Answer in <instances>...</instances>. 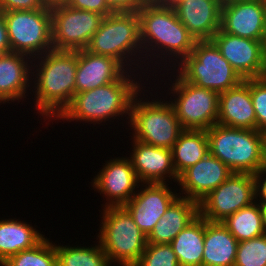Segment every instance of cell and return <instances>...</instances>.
Masks as SVG:
<instances>
[{"label": "cell", "instance_id": "obj_24", "mask_svg": "<svg viewBox=\"0 0 266 266\" xmlns=\"http://www.w3.org/2000/svg\"><path fill=\"white\" fill-rule=\"evenodd\" d=\"M238 243L222 222L205 219L202 266H234Z\"/></svg>", "mask_w": 266, "mask_h": 266}, {"label": "cell", "instance_id": "obj_5", "mask_svg": "<svg viewBox=\"0 0 266 266\" xmlns=\"http://www.w3.org/2000/svg\"><path fill=\"white\" fill-rule=\"evenodd\" d=\"M159 74L151 77L153 82L150 83L162 90L161 93L175 109L183 129L208 130L217 123L218 92L188 83L174 69Z\"/></svg>", "mask_w": 266, "mask_h": 266}, {"label": "cell", "instance_id": "obj_42", "mask_svg": "<svg viewBox=\"0 0 266 266\" xmlns=\"http://www.w3.org/2000/svg\"><path fill=\"white\" fill-rule=\"evenodd\" d=\"M262 43H263L264 51L266 54V23H265V31H264V37H263Z\"/></svg>", "mask_w": 266, "mask_h": 266}, {"label": "cell", "instance_id": "obj_2", "mask_svg": "<svg viewBox=\"0 0 266 266\" xmlns=\"http://www.w3.org/2000/svg\"><path fill=\"white\" fill-rule=\"evenodd\" d=\"M149 82L142 73L127 71L114 82L76 93L71 103L54 121L59 123L58 121L62 120V124L75 121L76 124L80 122L78 124L83 123L84 126V123H88L90 127V124L95 127L96 124L108 126L117 120L118 126L120 123V126L122 124L126 127L124 123L128 125L134 97L145 85H149ZM121 120L122 122H119Z\"/></svg>", "mask_w": 266, "mask_h": 266}, {"label": "cell", "instance_id": "obj_19", "mask_svg": "<svg viewBox=\"0 0 266 266\" xmlns=\"http://www.w3.org/2000/svg\"><path fill=\"white\" fill-rule=\"evenodd\" d=\"M32 66L33 58L28 55L16 52L0 55V106L15 102L23 105L30 100Z\"/></svg>", "mask_w": 266, "mask_h": 266}, {"label": "cell", "instance_id": "obj_43", "mask_svg": "<svg viewBox=\"0 0 266 266\" xmlns=\"http://www.w3.org/2000/svg\"><path fill=\"white\" fill-rule=\"evenodd\" d=\"M222 4H225V3H228V2H231V1H236V0H220Z\"/></svg>", "mask_w": 266, "mask_h": 266}, {"label": "cell", "instance_id": "obj_3", "mask_svg": "<svg viewBox=\"0 0 266 266\" xmlns=\"http://www.w3.org/2000/svg\"><path fill=\"white\" fill-rule=\"evenodd\" d=\"M76 69L77 51L53 49L33 58L30 101L35 103L31 108L37 111L38 120L39 116L41 122L44 120L47 129L76 94Z\"/></svg>", "mask_w": 266, "mask_h": 266}, {"label": "cell", "instance_id": "obj_16", "mask_svg": "<svg viewBox=\"0 0 266 266\" xmlns=\"http://www.w3.org/2000/svg\"><path fill=\"white\" fill-rule=\"evenodd\" d=\"M266 6L261 0H236L221 6L220 30L242 38L262 41Z\"/></svg>", "mask_w": 266, "mask_h": 266}, {"label": "cell", "instance_id": "obj_30", "mask_svg": "<svg viewBox=\"0 0 266 266\" xmlns=\"http://www.w3.org/2000/svg\"><path fill=\"white\" fill-rule=\"evenodd\" d=\"M0 266H57L55 242L46 236L34 247L12 255Z\"/></svg>", "mask_w": 266, "mask_h": 266}, {"label": "cell", "instance_id": "obj_29", "mask_svg": "<svg viewBox=\"0 0 266 266\" xmlns=\"http://www.w3.org/2000/svg\"><path fill=\"white\" fill-rule=\"evenodd\" d=\"M222 223L238 242L266 233L262 225L260 203L257 201L228 216Z\"/></svg>", "mask_w": 266, "mask_h": 266}, {"label": "cell", "instance_id": "obj_8", "mask_svg": "<svg viewBox=\"0 0 266 266\" xmlns=\"http://www.w3.org/2000/svg\"><path fill=\"white\" fill-rule=\"evenodd\" d=\"M100 210L99 216L102 217L95 239L99 241L110 264L134 266L146 249L147 236L124 206H109Z\"/></svg>", "mask_w": 266, "mask_h": 266}, {"label": "cell", "instance_id": "obj_35", "mask_svg": "<svg viewBox=\"0 0 266 266\" xmlns=\"http://www.w3.org/2000/svg\"><path fill=\"white\" fill-rule=\"evenodd\" d=\"M45 8L42 0H0V10H39Z\"/></svg>", "mask_w": 266, "mask_h": 266}, {"label": "cell", "instance_id": "obj_9", "mask_svg": "<svg viewBox=\"0 0 266 266\" xmlns=\"http://www.w3.org/2000/svg\"><path fill=\"white\" fill-rule=\"evenodd\" d=\"M174 70L188 83L218 93L234 88L243 81L212 40L196 41L191 54Z\"/></svg>", "mask_w": 266, "mask_h": 266}, {"label": "cell", "instance_id": "obj_31", "mask_svg": "<svg viewBox=\"0 0 266 266\" xmlns=\"http://www.w3.org/2000/svg\"><path fill=\"white\" fill-rule=\"evenodd\" d=\"M234 266H266V233L238 243Z\"/></svg>", "mask_w": 266, "mask_h": 266}, {"label": "cell", "instance_id": "obj_21", "mask_svg": "<svg viewBox=\"0 0 266 266\" xmlns=\"http://www.w3.org/2000/svg\"><path fill=\"white\" fill-rule=\"evenodd\" d=\"M128 70L116 59L77 50L75 92H84L120 79Z\"/></svg>", "mask_w": 266, "mask_h": 266}, {"label": "cell", "instance_id": "obj_32", "mask_svg": "<svg viewBox=\"0 0 266 266\" xmlns=\"http://www.w3.org/2000/svg\"><path fill=\"white\" fill-rule=\"evenodd\" d=\"M134 266H180L170 244L147 243L146 249Z\"/></svg>", "mask_w": 266, "mask_h": 266}, {"label": "cell", "instance_id": "obj_17", "mask_svg": "<svg viewBox=\"0 0 266 266\" xmlns=\"http://www.w3.org/2000/svg\"><path fill=\"white\" fill-rule=\"evenodd\" d=\"M129 158L134 171L141 183H170L178 182L173 163L172 151L167 148L151 146L132 139ZM173 181V182H172Z\"/></svg>", "mask_w": 266, "mask_h": 266}, {"label": "cell", "instance_id": "obj_26", "mask_svg": "<svg viewBox=\"0 0 266 266\" xmlns=\"http://www.w3.org/2000/svg\"><path fill=\"white\" fill-rule=\"evenodd\" d=\"M204 237L205 219L198 215L171 241L180 266H202Z\"/></svg>", "mask_w": 266, "mask_h": 266}, {"label": "cell", "instance_id": "obj_10", "mask_svg": "<svg viewBox=\"0 0 266 266\" xmlns=\"http://www.w3.org/2000/svg\"><path fill=\"white\" fill-rule=\"evenodd\" d=\"M11 52L36 58L53 50L51 9L5 11Z\"/></svg>", "mask_w": 266, "mask_h": 266}, {"label": "cell", "instance_id": "obj_23", "mask_svg": "<svg viewBox=\"0 0 266 266\" xmlns=\"http://www.w3.org/2000/svg\"><path fill=\"white\" fill-rule=\"evenodd\" d=\"M198 215V202L179 196L147 236V243L170 244Z\"/></svg>", "mask_w": 266, "mask_h": 266}, {"label": "cell", "instance_id": "obj_1", "mask_svg": "<svg viewBox=\"0 0 266 266\" xmlns=\"http://www.w3.org/2000/svg\"><path fill=\"white\" fill-rule=\"evenodd\" d=\"M137 14L143 49V75L151 81V76L174 69L191 54L196 40L179 21L173 7L144 2Z\"/></svg>", "mask_w": 266, "mask_h": 266}, {"label": "cell", "instance_id": "obj_40", "mask_svg": "<svg viewBox=\"0 0 266 266\" xmlns=\"http://www.w3.org/2000/svg\"><path fill=\"white\" fill-rule=\"evenodd\" d=\"M180 0H154L153 3L158 6L173 7Z\"/></svg>", "mask_w": 266, "mask_h": 266}, {"label": "cell", "instance_id": "obj_33", "mask_svg": "<svg viewBox=\"0 0 266 266\" xmlns=\"http://www.w3.org/2000/svg\"><path fill=\"white\" fill-rule=\"evenodd\" d=\"M250 95L256 114L257 130L266 134V76L250 79Z\"/></svg>", "mask_w": 266, "mask_h": 266}, {"label": "cell", "instance_id": "obj_4", "mask_svg": "<svg viewBox=\"0 0 266 266\" xmlns=\"http://www.w3.org/2000/svg\"><path fill=\"white\" fill-rule=\"evenodd\" d=\"M149 85L144 86L134 97L130 108L129 127L125 129H128L127 133L132 131L128 133L132 139L171 150L184 129L172 104L158 88L150 82Z\"/></svg>", "mask_w": 266, "mask_h": 266}, {"label": "cell", "instance_id": "obj_11", "mask_svg": "<svg viewBox=\"0 0 266 266\" xmlns=\"http://www.w3.org/2000/svg\"><path fill=\"white\" fill-rule=\"evenodd\" d=\"M256 202L253 174H232L198 202L199 215L210 222H222L241 208Z\"/></svg>", "mask_w": 266, "mask_h": 266}, {"label": "cell", "instance_id": "obj_34", "mask_svg": "<svg viewBox=\"0 0 266 266\" xmlns=\"http://www.w3.org/2000/svg\"><path fill=\"white\" fill-rule=\"evenodd\" d=\"M68 6L74 9L96 12L104 17L114 12L105 0H70Z\"/></svg>", "mask_w": 266, "mask_h": 266}, {"label": "cell", "instance_id": "obj_27", "mask_svg": "<svg viewBox=\"0 0 266 266\" xmlns=\"http://www.w3.org/2000/svg\"><path fill=\"white\" fill-rule=\"evenodd\" d=\"M172 163L179 177L186 169L203 159L209 152L206 130L184 129L173 145Z\"/></svg>", "mask_w": 266, "mask_h": 266}, {"label": "cell", "instance_id": "obj_28", "mask_svg": "<svg viewBox=\"0 0 266 266\" xmlns=\"http://www.w3.org/2000/svg\"><path fill=\"white\" fill-rule=\"evenodd\" d=\"M93 243L86 246L76 241L77 245H64L55 241L57 266H112L99 241Z\"/></svg>", "mask_w": 266, "mask_h": 266}, {"label": "cell", "instance_id": "obj_45", "mask_svg": "<svg viewBox=\"0 0 266 266\" xmlns=\"http://www.w3.org/2000/svg\"><path fill=\"white\" fill-rule=\"evenodd\" d=\"M261 1L266 6V0H261Z\"/></svg>", "mask_w": 266, "mask_h": 266}, {"label": "cell", "instance_id": "obj_36", "mask_svg": "<svg viewBox=\"0 0 266 266\" xmlns=\"http://www.w3.org/2000/svg\"><path fill=\"white\" fill-rule=\"evenodd\" d=\"M114 12H137L143 0H105Z\"/></svg>", "mask_w": 266, "mask_h": 266}, {"label": "cell", "instance_id": "obj_44", "mask_svg": "<svg viewBox=\"0 0 266 266\" xmlns=\"http://www.w3.org/2000/svg\"><path fill=\"white\" fill-rule=\"evenodd\" d=\"M144 2H153L154 0H143Z\"/></svg>", "mask_w": 266, "mask_h": 266}, {"label": "cell", "instance_id": "obj_20", "mask_svg": "<svg viewBox=\"0 0 266 266\" xmlns=\"http://www.w3.org/2000/svg\"><path fill=\"white\" fill-rule=\"evenodd\" d=\"M220 0H180L173 9L196 41L211 40L220 30Z\"/></svg>", "mask_w": 266, "mask_h": 266}, {"label": "cell", "instance_id": "obj_25", "mask_svg": "<svg viewBox=\"0 0 266 266\" xmlns=\"http://www.w3.org/2000/svg\"><path fill=\"white\" fill-rule=\"evenodd\" d=\"M31 222L17 218L0 219V265L9 257L37 245L44 237L43 231Z\"/></svg>", "mask_w": 266, "mask_h": 266}, {"label": "cell", "instance_id": "obj_22", "mask_svg": "<svg viewBox=\"0 0 266 266\" xmlns=\"http://www.w3.org/2000/svg\"><path fill=\"white\" fill-rule=\"evenodd\" d=\"M217 123L227 127L257 130L256 114L250 95V79L219 93Z\"/></svg>", "mask_w": 266, "mask_h": 266}, {"label": "cell", "instance_id": "obj_41", "mask_svg": "<svg viewBox=\"0 0 266 266\" xmlns=\"http://www.w3.org/2000/svg\"><path fill=\"white\" fill-rule=\"evenodd\" d=\"M260 210L262 214V225L266 232V203H260Z\"/></svg>", "mask_w": 266, "mask_h": 266}, {"label": "cell", "instance_id": "obj_14", "mask_svg": "<svg viewBox=\"0 0 266 266\" xmlns=\"http://www.w3.org/2000/svg\"><path fill=\"white\" fill-rule=\"evenodd\" d=\"M170 183H141L124 205L139 229L148 236L168 207L180 196ZM176 189V190H175Z\"/></svg>", "mask_w": 266, "mask_h": 266}, {"label": "cell", "instance_id": "obj_7", "mask_svg": "<svg viewBox=\"0 0 266 266\" xmlns=\"http://www.w3.org/2000/svg\"><path fill=\"white\" fill-rule=\"evenodd\" d=\"M206 132L209 153L232 172L255 174L266 167V134L218 123Z\"/></svg>", "mask_w": 266, "mask_h": 266}, {"label": "cell", "instance_id": "obj_15", "mask_svg": "<svg viewBox=\"0 0 266 266\" xmlns=\"http://www.w3.org/2000/svg\"><path fill=\"white\" fill-rule=\"evenodd\" d=\"M211 40L243 80L266 76V54L262 41L234 36L221 30Z\"/></svg>", "mask_w": 266, "mask_h": 266}, {"label": "cell", "instance_id": "obj_12", "mask_svg": "<svg viewBox=\"0 0 266 266\" xmlns=\"http://www.w3.org/2000/svg\"><path fill=\"white\" fill-rule=\"evenodd\" d=\"M51 15L52 47L68 51L85 49L104 18L99 13L68 5L51 9Z\"/></svg>", "mask_w": 266, "mask_h": 266}, {"label": "cell", "instance_id": "obj_38", "mask_svg": "<svg viewBox=\"0 0 266 266\" xmlns=\"http://www.w3.org/2000/svg\"><path fill=\"white\" fill-rule=\"evenodd\" d=\"M11 52L4 12L0 10V55Z\"/></svg>", "mask_w": 266, "mask_h": 266}, {"label": "cell", "instance_id": "obj_13", "mask_svg": "<svg viewBox=\"0 0 266 266\" xmlns=\"http://www.w3.org/2000/svg\"><path fill=\"white\" fill-rule=\"evenodd\" d=\"M127 155L111 159L108 157L109 160L106 159L105 163H102V169L94 172L97 175L93 176L90 184L92 189L103 197L104 204H100L101 208L124 206L138 191L141 182Z\"/></svg>", "mask_w": 266, "mask_h": 266}, {"label": "cell", "instance_id": "obj_37", "mask_svg": "<svg viewBox=\"0 0 266 266\" xmlns=\"http://www.w3.org/2000/svg\"><path fill=\"white\" fill-rule=\"evenodd\" d=\"M255 180L256 201L266 203V167L253 174Z\"/></svg>", "mask_w": 266, "mask_h": 266}, {"label": "cell", "instance_id": "obj_18", "mask_svg": "<svg viewBox=\"0 0 266 266\" xmlns=\"http://www.w3.org/2000/svg\"><path fill=\"white\" fill-rule=\"evenodd\" d=\"M231 174L232 171L226 164L208 152L179 176L178 193L181 197L199 202Z\"/></svg>", "mask_w": 266, "mask_h": 266}, {"label": "cell", "instance_id": "obj_6", "mask_svg": "<svg viewBox=\"0 0 266 266\" xmlns=\"http://www.w3.org/2000/svg\"><path fill=\"white\" fill-rule=\"evenodd\" d=\"M85 50L112 57L128 71L143 74V49L137 12H113L104 17Z\"/></svg>", "mask_w": 266, "mask_h": 266}, {"label": "cell", "instance_id": "obj_39", "mask_svg": "<svg viewBox=\"0 0 266 266\" xmlns=\"http://www.w3.org/2000/svg\"><path fill=\"white\" fill-rule=\"evenodd\" d=\"M44 6L49 9H53L58 6L68 5L70 0H42Z\"/></svg>", "mask_w": 266, "mask_h": 266}]
</instances>
